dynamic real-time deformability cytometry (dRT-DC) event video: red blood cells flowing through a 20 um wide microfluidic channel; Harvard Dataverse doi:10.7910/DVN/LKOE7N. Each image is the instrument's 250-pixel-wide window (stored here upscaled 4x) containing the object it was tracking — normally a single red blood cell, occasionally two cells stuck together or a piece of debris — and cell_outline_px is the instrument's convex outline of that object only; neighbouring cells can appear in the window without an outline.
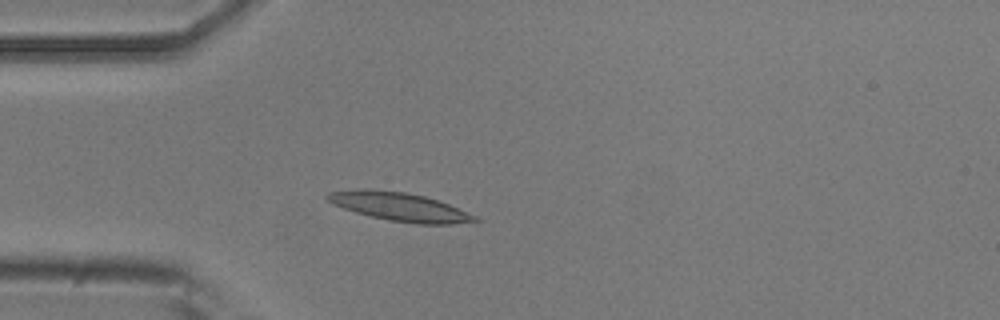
{"species": "common noctule bat (a hibernating species)", "species_latin": "Nyctalus noctula", "temperature_condition": "room temperature", "stored_images_in_passage": 43, "camera_frame_rate_fps": 3000, "um_per_image_px": 0.085, "animal": {"sex": "male", "body_mass_g": 20.5, "forearm_length_mm": 52.5}, "frame": {"image": 1, "passage_image": 8, "time_ms": 2.333, "image_size_px": [1000, 320], "cell_outline_px": [[480, 220], [452, 224], [420, 224], [392, 220], [372, 216], [356, 212], [332, 204], [324, 196], [328, 192], [356, 188], [364, 188], [404, 192], [424, 196], [448, 204], [476, 216]], "centroid_in_image_um": [33.9, 17.55], "position_along_channel_um": 51.1, "area_um2": 24.16}}
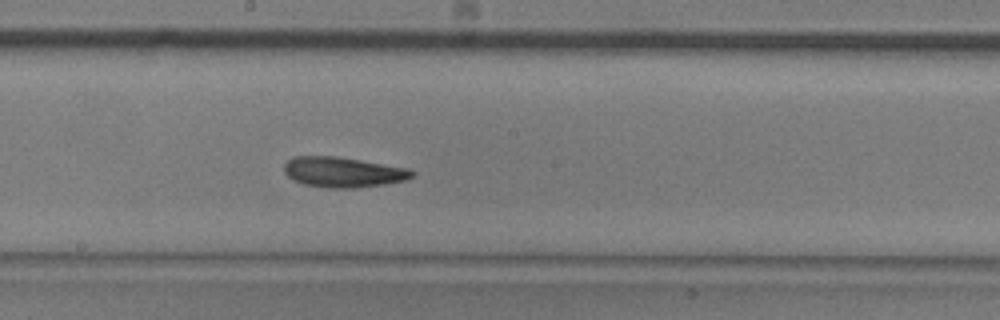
{"frame": {"image": 2, "passage_image": 22, "time_ms": 7.0, "image_size_px": [1000, 320], "cell_outline_px": [[416, 172], [412, 176], [404, 180], [384, 184], [352, 188], [328, 188], [304, 184], [292, 180], [284, 172], [284, 164], [292, 156], [336, 156], [408, 168]], "centroid_in_image_um": [29.12, 14.62], "position_along_channel_um": 219.1, "area_um2": 22.48}}
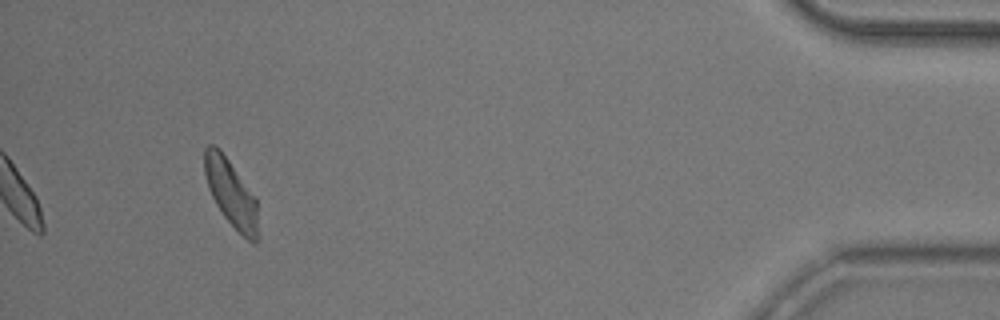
{"frame": {"image": 3, "passage_image": 43, "time_ms": 14.0, "image_size_px": [1000, 320], "cell_outline_px": [[256, 244], [252, 244], [224, 216], [216, 204], [208, 188], [204, 172], [204, 148], [208, 144], [212, 144], [220, 148], [256, 196]], "centroid_in_image_um": [19.6, 16.33], "position_along_channel_um": 415.6, "area_um2": 20.69}, "authors_computed_cell_mechanics": {"area_um2": 21.9062, "velocity_mm_per_s": 3.7897, "shape_relaxation_time_tau1_ms": 4.1782, "shape_relaxation_time_tau2_ms": 4.8377, "deformation_change_tau1": 0.1315, "deformation_change_tau2": 0.1369}}